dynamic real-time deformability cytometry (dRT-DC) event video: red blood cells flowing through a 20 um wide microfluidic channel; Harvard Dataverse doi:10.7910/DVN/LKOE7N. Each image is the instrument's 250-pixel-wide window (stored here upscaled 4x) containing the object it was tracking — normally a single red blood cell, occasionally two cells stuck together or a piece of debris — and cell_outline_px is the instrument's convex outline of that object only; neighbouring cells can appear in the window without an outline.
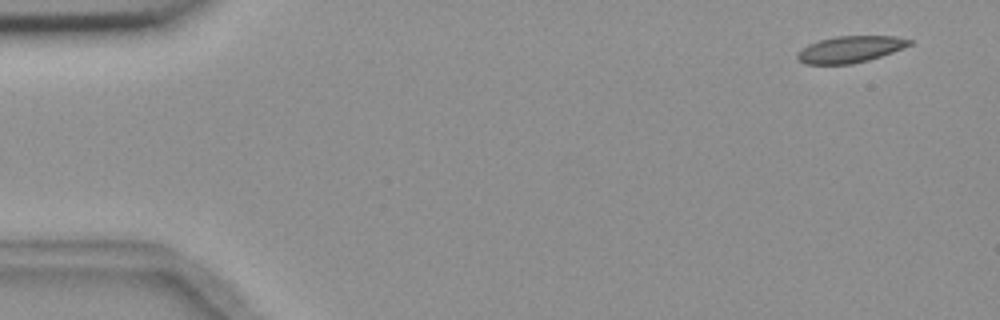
{"species": "common noctule bat (a hibernating species)", "species_latin": "Nyctalus noctula", "temperature_condition": "room temperature", "stored_images_in_passage": 4, "camera_frame_rate_fps": 3000, "um_per_image_px": 0.085, "animal": {"sex": "female", "body_mass_g": 18.4}, "frame": {"image": 1, "passage_image": 1, "time_ms": 0.0, "image_size_px": [1000, 320], "cell_outline_px": [[912, 44], [892, 52], [868, 60], [852, 64], [804, 64], [796, 56], [796, 52], [808, 44], [820, 40], [836, 36], [896, 36], [912, 40]], "centroid_in_image_um": [72.24, 4.19], "position_along_channel_um": 12.8, "area_um2": 17.28}}
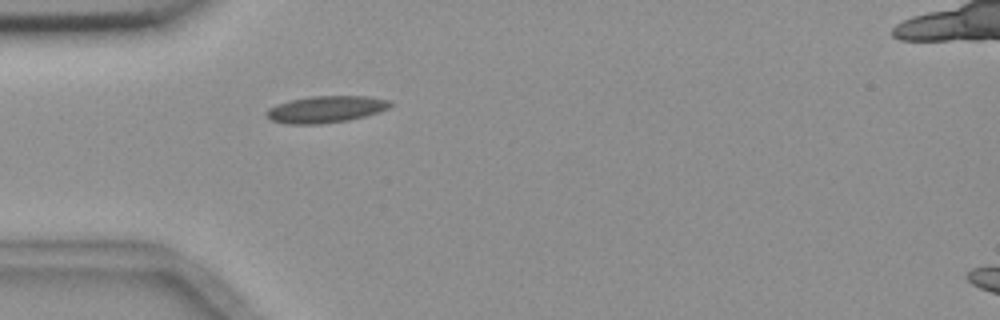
{"frame": {"image": 2, "passage_image": 4, "time_ms": 4.333, "image_size_px": [1000, 320], "cell_outline_px": [[392, 104], [388, 108], [364, 116], [348, 120], [320, 124], [288, 124], [272, 120], [264, 116], [264, 112], [268, 108], [288, 100], [308, 96], [368, 96], [388, 100]], "centroid_in_image_um": [27.62, 9.28], "position_along_channel_um": 57.4, "area_um2": 19.31}}